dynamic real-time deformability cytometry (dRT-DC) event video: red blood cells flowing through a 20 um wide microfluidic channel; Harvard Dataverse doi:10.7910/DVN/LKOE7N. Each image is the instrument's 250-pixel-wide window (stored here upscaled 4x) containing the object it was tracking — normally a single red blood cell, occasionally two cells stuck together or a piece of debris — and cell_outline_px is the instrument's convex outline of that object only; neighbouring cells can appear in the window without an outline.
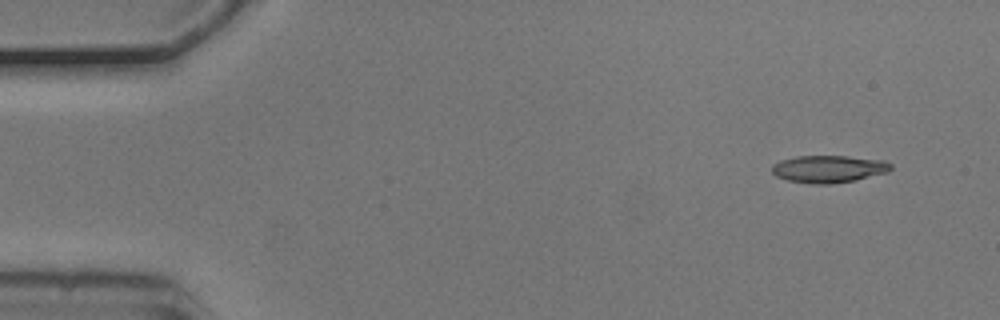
{"species": "common noctule bat (a hibernating species)", "species_latin": "Nyctalus noctula", "temperature_condition": "cold", "stored_images_in_passage": 4, "camera_frame_rate_fps": 3000, "um_per_image_px": 0.085, "animal": {"sex": "male", "body_mass_g": 20.5, "forearm_length_mm": 52.5}, "frame": {"image": 1, "passage_image": 1, "time_ms": 0.0, "image_size_px": [1000, 320], "cell_outline_px": [[892, 168], [888, 172], [856, 180], [832, 184], [812, 184], [788, 180], [776, 176], [772, 172], [772, 164], [780, 160], [796, 156], [848, 156], [884, 160], [892, 164]], "centroid_in_image_um": [70.44, 14.36], "position_along_channel_um": 14.6, "area_um2": 19.07}}
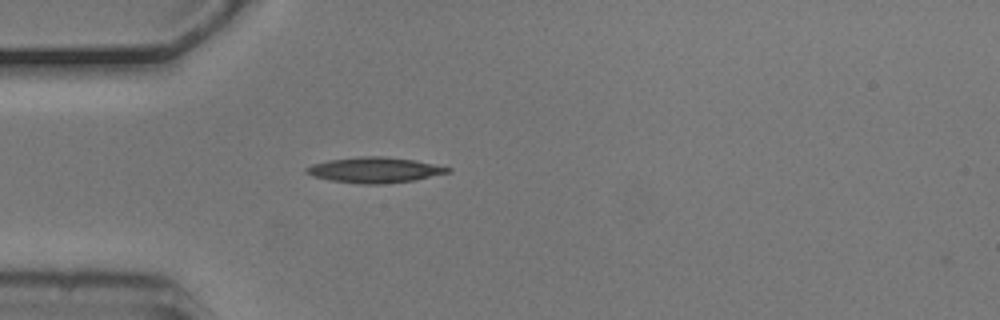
{"frame": {"image": 2, "passage_image": 4, "time_ms": 1.0, "image_size_px": [1000, 320], "cell_outline_px": [[452, 172], [416, 180], [384, 184], [360, 184], [332, 180], [312, 176], [304, 172], [304, 168], [312, 164], [328, 160], [360, 156], [384, 156], [416, 160], [452, 168]], "centroid_in_image_um": [31.87, 14.45], "position_along_channel_um": 53.1, "area_um2": 21.27}}